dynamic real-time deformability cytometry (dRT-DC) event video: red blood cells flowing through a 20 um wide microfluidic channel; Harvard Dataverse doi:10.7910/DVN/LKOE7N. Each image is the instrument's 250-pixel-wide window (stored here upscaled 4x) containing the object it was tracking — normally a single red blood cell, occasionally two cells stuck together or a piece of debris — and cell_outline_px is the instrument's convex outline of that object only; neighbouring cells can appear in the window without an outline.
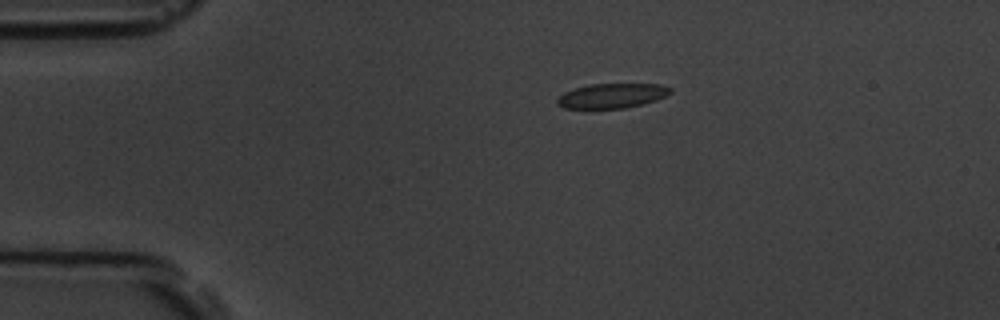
{"species": "common noctule bat (a hibernating species)", "species_latin": "Nyctalus noctula", "temperature_condition": "room temperature", "stored_images_in_passage": 5, "camera_frame_rate_fps": 3000, "um_per_image_px": 0.085, "animal": {"sex": "male", "body_mass_g": 19.5, "forearm_length_mm": 54.6}, "frame": {"image": 1, "passage_image": 3, "time_ms": 2.333, "image_size_px": [1000, 320], "cell_outline_px": [[672, 92], [656, 100], [624, 108], [564, 108], [556, 104], [556, 100], [564, 92], [588, 84], [660, 84], [672, 88]], "centroid_in_image_um": [52.0, 8.13], "position_along_channel_um": 33.0, "area_um2": 16.13}}
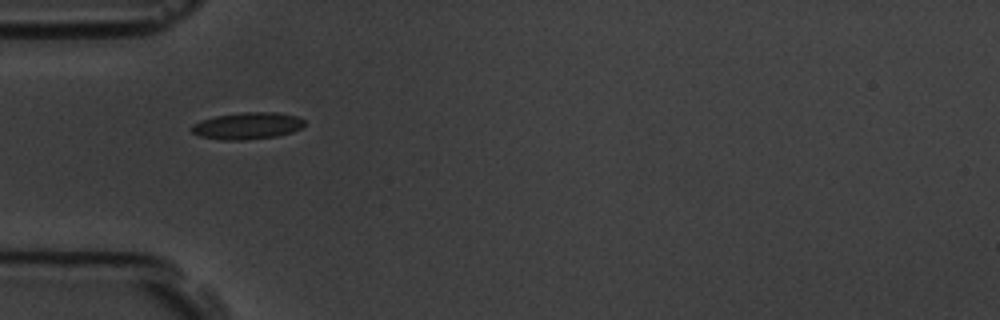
{"frame": {"image": 2, "passage_image": 5, "time_ms": 4.333, "image_size_px": [1000, 320], "cell_outline_px": [[304, 124], [300, 128], [292, 132], [276, 136], [244, 140], [220, 140], [200, 136], [192, 132], [192, 124], [200, 120], [216, 116], [240, 112], [276, 112], [296, 116], [304, 120]], "centroid_in_image_um": [21.0, 10.69], "position_along_channel_um": 64.0, "area_um2": 17.63}}